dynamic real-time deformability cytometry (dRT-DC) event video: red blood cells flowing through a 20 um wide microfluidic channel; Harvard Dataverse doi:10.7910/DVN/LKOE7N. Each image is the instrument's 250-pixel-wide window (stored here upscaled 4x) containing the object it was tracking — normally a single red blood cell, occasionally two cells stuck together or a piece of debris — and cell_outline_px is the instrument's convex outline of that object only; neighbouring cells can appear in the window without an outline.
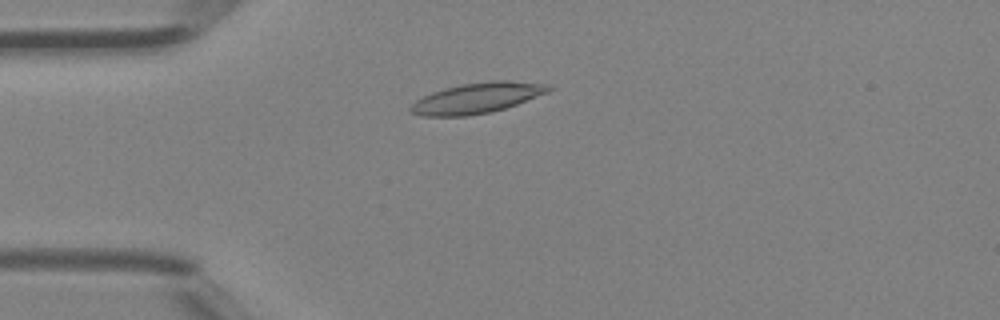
{"species": "Egyptian fruit bat (a non-hibernating species)", "species_latin": "Rousettus aegyptiacus", "temperature_condition": "room temperature", "stored_images_in_passage": 2, "camera_frame_rate_fps": 3000, "um_per_image_px": 0.085, "animal": {"sex": "female"}, "frame": {"image": 1, "passage_image": 1, "time_ms": 0.0, "image_size_px": [1000, 320], "cell_outline_px": [[552, 88], [548, 92], [516, 104], [492, 112], [468, 116], [420, 116], [408, 112], [408, 108], [416, 100], [432, 92], [444, 88], [464, 84], [492, 80], [508, 80], [552, 84]], "centroid_in_image_um": [40.54, 8.33], "position_along_channel_um": 44.5, "area_um2": 24.62}}